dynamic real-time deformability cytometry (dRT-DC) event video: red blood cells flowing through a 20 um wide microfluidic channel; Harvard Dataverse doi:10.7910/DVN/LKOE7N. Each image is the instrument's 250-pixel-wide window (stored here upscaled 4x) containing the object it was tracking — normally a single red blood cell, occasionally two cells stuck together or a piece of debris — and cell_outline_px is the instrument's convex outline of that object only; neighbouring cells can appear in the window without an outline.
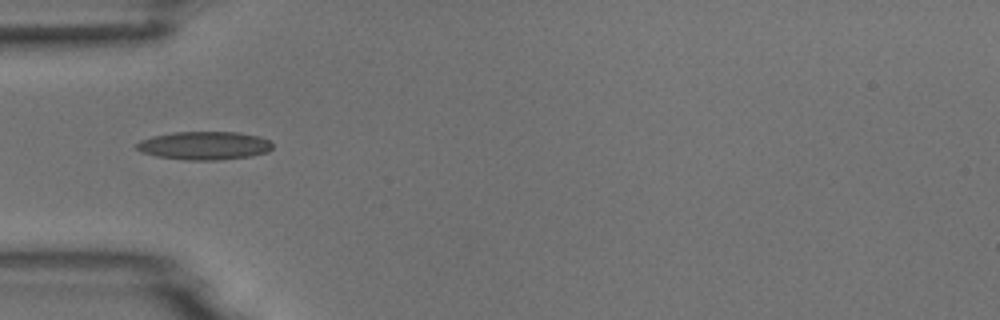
{"species": "common noctule bat (a hibernating species)", "species_latin": "Nyctalus noctula", "temperature_condition": "room temperature", "stored_images_in_passage": 5, "camera_frame_rate_fps": 3000, "um_per_image_px": 0.085, "animal": {"sex": "male", "body_mass_g": 18.8}, "frame": {"image": 1, "passage_image": 4, "time_ms": 4.333, "image_size_px": [1000, 320], "cell_outline_px": [[272, 148], [268, 152], [248, 156], [216, 160], [184, 160], [156, 156], [144, 152], [136, 148], [136, 144], [140, 140], [152, 136], [172, 132], [240, 132], [260, 136], [268, 140], [272, 144]], "centroid_in_image_um": [17.37, 12.36], "position_along_channel_um": 67.6, "area_um2": 22.37}}